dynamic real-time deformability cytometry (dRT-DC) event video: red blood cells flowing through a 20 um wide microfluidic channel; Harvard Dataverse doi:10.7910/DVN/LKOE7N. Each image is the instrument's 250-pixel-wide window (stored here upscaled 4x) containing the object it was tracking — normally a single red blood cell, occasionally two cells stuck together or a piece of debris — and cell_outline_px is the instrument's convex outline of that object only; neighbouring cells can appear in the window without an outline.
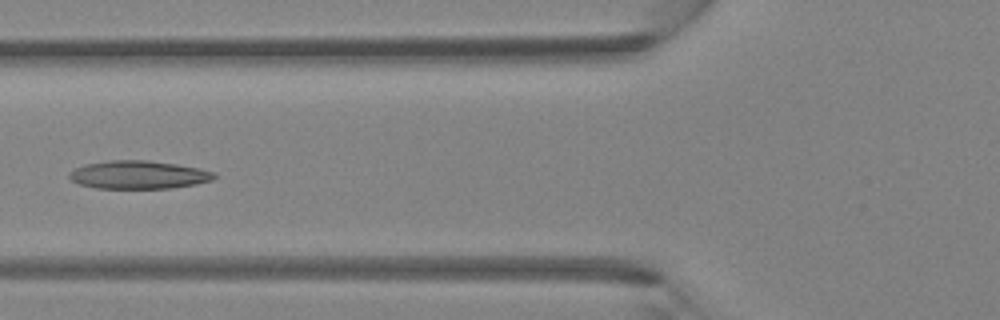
{"species": "Egyptian fruit bat (a non-hibernating species)", "species_latin": "Rousettus aegyptiacus", "temperature_condition": "room temperature", "stored_images_in_passage": 6, "camera_frame_rate_fps": 3000, "um_per_image_px": 0.085, "animal": {"sex": "female"}, "frame": {"image": 1, "passage_image": 6, "time_ms": 1.667, "image_size_px": [1000, 320], "cell_outline_px": [[216, 176], [212, 180], [196, 184], [172, 188], [96, 188], [80, 184], [72, 180], [68, 176], [68, 172], [84, 164], [108, 160], [148, 160], [176, 164], [200, 168], [216, 172]], "centroid_in_image_um": [11.79, 14.85], "position_along_channel_um": 114.0, "area_um2": 23.87}}